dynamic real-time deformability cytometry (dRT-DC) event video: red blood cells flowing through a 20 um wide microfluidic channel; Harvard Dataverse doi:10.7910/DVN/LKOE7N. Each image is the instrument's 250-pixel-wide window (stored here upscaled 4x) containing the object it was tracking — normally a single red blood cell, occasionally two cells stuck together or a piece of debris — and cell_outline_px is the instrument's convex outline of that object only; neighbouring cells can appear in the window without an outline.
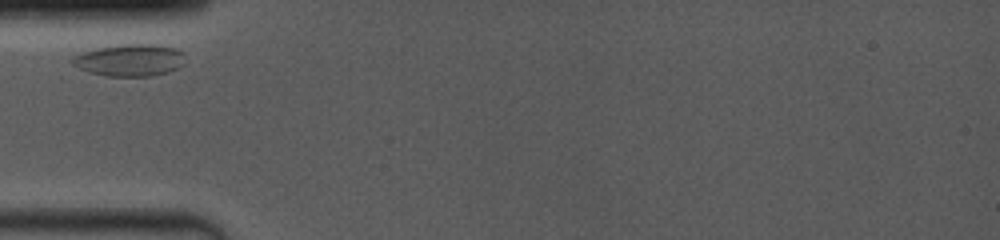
{"species": "common noctule bat (a hibernating species)", "species_latin": "Nyctalus noctula", "temperature_condition": "room temperature", "stored_images_in_passage": 10, "camera_frame_rate_fps": 4000, "um_per_image_px": 0.085, "animal": {"sex": "female", "body_mass_g": 19.0, "forearm_length_mm": 53.3}, "frame": {"image": 1, "passage_image": 1, "time_ms": 0.0, "image_size_px": [1000, 240], "cell_outline_px": [[184, 64], [168, 72], [152, 76], [108, 76], [88, 72], [72, 64], [68, 60], [72, 56], [96, 48], [124, 44], [156, 44], [176, 48], [184, 52]], "centroid_in_image_um": [11.03, 5.11], "position_along_channel_um": 74.0, "area_um2": 21.21}}
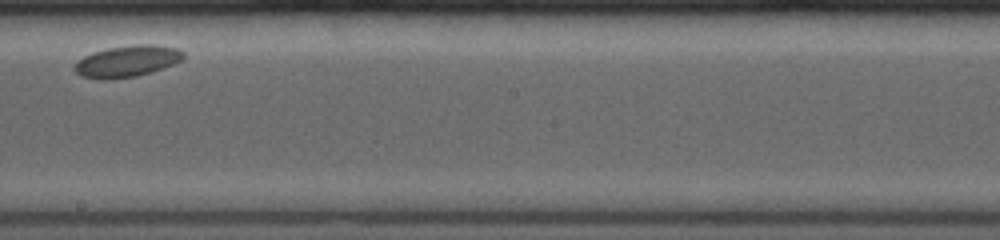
{"frame": {"image": 2, "passage_image": 6, "time_ms": 4.75, "image_size_px": [1000, 240], "cell_outline_px": [[184, 60], [152, 72], [136, 76], [112, 80], [96, 80], [80, 76], [72, 68], [72, 64], [76, 60], [92, 52], [108, 48], [132, 44], [156, 44], [180, 48], [184, 52]], "centroid_in_image_um": [10.78, 5.21], "position_along_channel_um": 237.4, "area_um2": 20.69}}
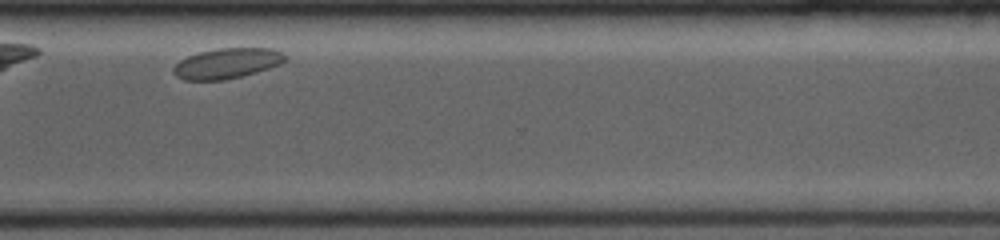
{"frame": {"image": 3, "passage_image": 9, "time_ms": 8.0, "image_size_px": [1000, 240], "cell_outline_px": [[288, 56], [280, 64], [256, 72], [224, 80], [184, 80], [176, 76], [172, 72], [172, 68], [180, 60], [188, 56], [200, 52], [216, 48], [272, 48]], "centroid_in_image_um": [19.27, 5.38], "position_along_channel_um": 351.3, "area_um2": 19.65}}